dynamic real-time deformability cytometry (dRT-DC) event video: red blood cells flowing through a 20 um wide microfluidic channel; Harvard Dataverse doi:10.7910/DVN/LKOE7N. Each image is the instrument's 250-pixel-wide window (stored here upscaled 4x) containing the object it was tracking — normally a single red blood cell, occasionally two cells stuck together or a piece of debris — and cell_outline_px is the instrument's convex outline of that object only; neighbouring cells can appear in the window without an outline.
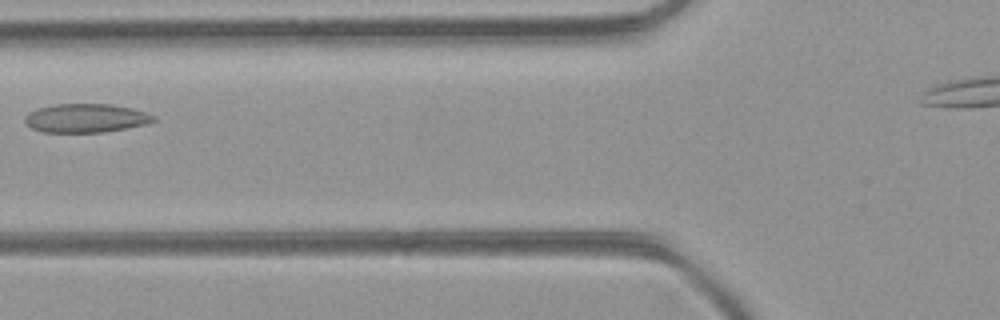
{"species": "common noctule bat (a hibernating species)", "species_latin": "Nyctalus noctula", "temperature_condition": "room temperature", "stored_images_in_passage": 2, "camera_frame_rate_fps": 3000, "um_per_image_px": 0.085, "animal": {"sex": "female", "body_mass_g": 21.9}, "frame": {"image": 1, "passage_image": 2, "time_ms": 0.333, "image_size_px": [1000, 320], "cell_outline_px": [[156, 120], [148, 124], [104, 132], [44, 132], [32, 128], [24, 120], [24, 116], [28, 112], [52, 104], [112, 104], [132, 108], [156, 116]], "centroid_in_image_um": [7.32, 10.04], "position_along_channel_um": 118.5, "area_um2": 21.56}}